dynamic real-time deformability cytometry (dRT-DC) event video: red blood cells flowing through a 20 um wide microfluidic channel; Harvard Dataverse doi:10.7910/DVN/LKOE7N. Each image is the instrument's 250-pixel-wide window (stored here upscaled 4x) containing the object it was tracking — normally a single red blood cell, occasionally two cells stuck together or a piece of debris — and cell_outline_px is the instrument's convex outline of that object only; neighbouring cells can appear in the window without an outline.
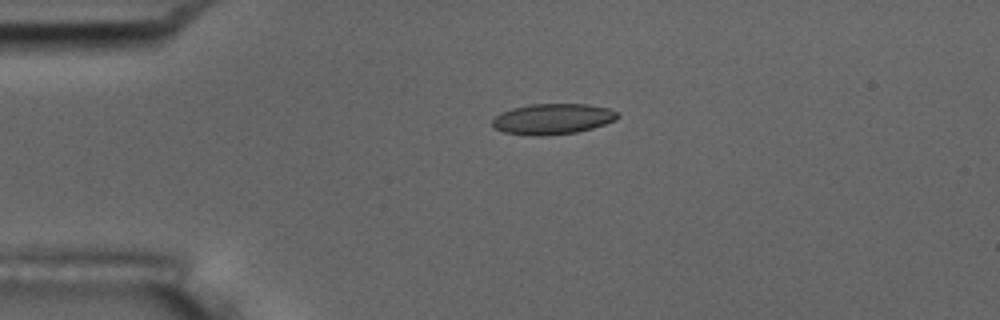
{"species": "common noctule bat (a hibernating species)", "species_latin": "Nyctalus noctula", "temperature_condition": "room temperature", "stored_images_in_passage": 5, "camera_frame_rate_fps": 3000, "um_per_image_px": 0.085, "animal": {"sex": "male", "body_mass_g": 17.5, "forearm_length_mm": 52.3}, "frame": {"image": 1, "passage_image": 4, "time_ms": 4.333, "image_size_px": [1000, 320], "cell_outline_px": [[620, 116], [616, 120], [592, 128], [576, 132], [540, 136], [532, 136], [504, 132], [492, 128], [492, 120], [500, 112], [512, 108], [532, 104], [588, 104], [608, 108], [616, 112]], "centroid_in_image_um": [46.95, 10.11], "position_along_channel_um": 38.1, "area_um2": 22.43}}